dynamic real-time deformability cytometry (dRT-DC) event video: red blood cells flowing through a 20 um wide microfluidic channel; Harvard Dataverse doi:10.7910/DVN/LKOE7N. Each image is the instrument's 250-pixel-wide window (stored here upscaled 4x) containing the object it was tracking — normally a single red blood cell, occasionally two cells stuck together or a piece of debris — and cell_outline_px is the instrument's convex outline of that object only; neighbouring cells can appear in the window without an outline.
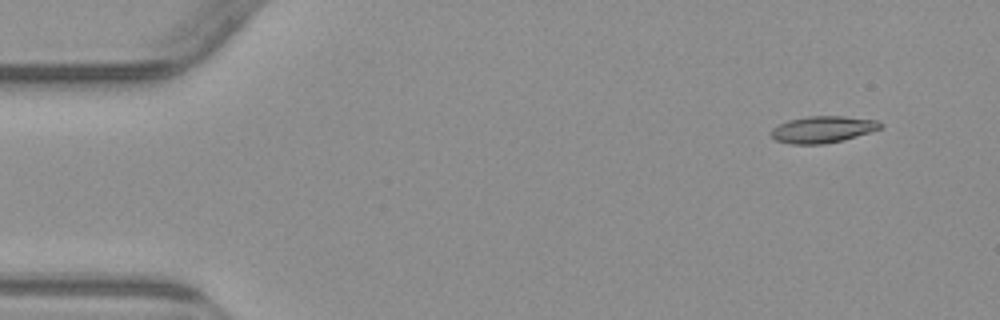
{"species": "common noctule bat (a hibernating species)", "species_latin": "Nyctalus noctula", "temperature_condition": "warm", "stored_images_in_passage": 4, "camera_frame_rate_fps": 3000, "um_per_image_px": 0.085, "animal": {"sex": "male", "body_mass_g": 23.1, "forearm_length_mm": 52.7}, "frame": {"image": 1, "passage_image": 1, "time_ms": 0.0, "image_size_px": [1000, 320], "cell_outline_px": [[884, 124], [880, 128], [844, 140], [824, 144], [788, 144], [776, 140], [772, 136], [772, 128], [788, 120], [808, 116], [844, 116], [876, 120]], "centroid_in_image_um": [69.92, 11.0], "position_along_channel_um": 15.1, "area_um2": 16.88}}
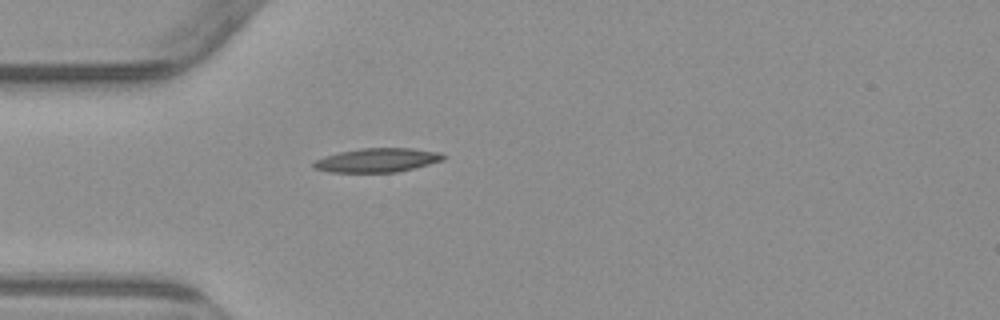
{"frame": {"image": 2, "passage_image": 4, "time_ms": 3.667, "image_size_px": [1000, 320], "cell_outline_px": [[448, 156], [444, 160], [396, 172], [328, 172], [312, 168], [312, 164], [316, 160], [324, 156], [340, 152], [360, 148], [412, 148], [440, 152]], "centroid_in_image_um": [32.07, 13.61], "position_along_channel_um": 52.9, "area_um2": 18.15}}